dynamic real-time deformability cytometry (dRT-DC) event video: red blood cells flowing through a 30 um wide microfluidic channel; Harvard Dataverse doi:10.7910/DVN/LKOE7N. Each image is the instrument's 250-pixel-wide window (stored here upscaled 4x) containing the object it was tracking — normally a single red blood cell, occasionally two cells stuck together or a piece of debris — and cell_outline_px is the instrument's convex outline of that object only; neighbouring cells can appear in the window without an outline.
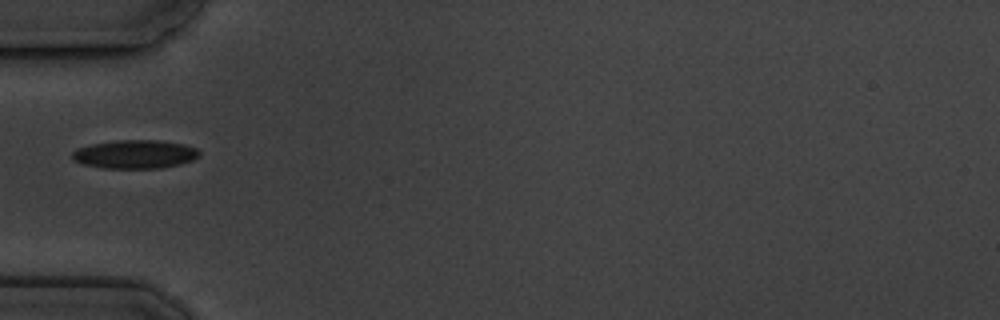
{"species": "common noctule bat (a hibernating species)", "species_latin": "Nyctalus noctula", "temperature_condition": "cold", "stored_images_in_passage": 9, "camera_frame_rate_fps": 3000, "um_per_image_px": 0.085, "animal": {"sex": "male", "body_mass_g": 19.5, "forearm_length_mm": 54.6}, "frame": {"image": 1, "passage_image": 1, "time_ms": 0.0, "image_size_px": [1000, 320], "cell_outline_px": [[200, 156], [192, 160], [180, 164], [160, 168], [100, 168], [84, 164], [72, 160], [72, 152], [76, 148], [92, 144], [116, 140], [160, 140], [184, 144], [196, 148], [200, 152]], "centroid_in_image_um": [11.46, 13.11], "position_along_channel_um": 73.5, "area_um2": 21.27}}
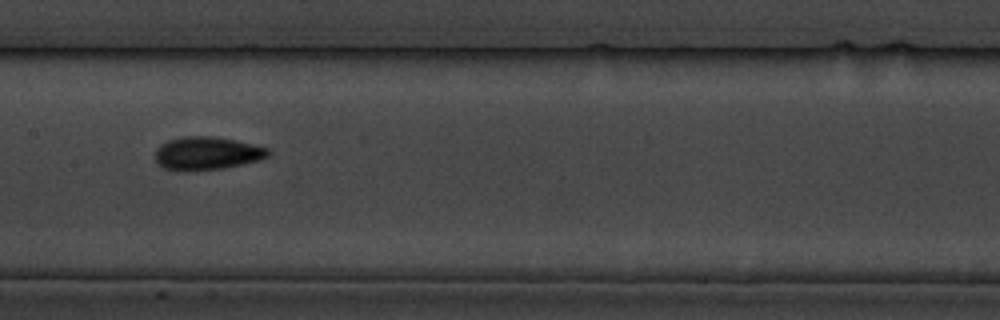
{"frame": {"image": 2, "passage_image": 4, "time_ms": 3.333, "image_size_px": [1000, 320], "cell_outline_px": [[272, 152], [268, 156], [244, 164], [224, 168], [164, 168], [156, 164], [156, 148], [160, 144], [168, 140], [184, 136], [212, 136], [236, 140], [268, 148]], "centroid_in_image_um": [17.61, 12.98], "position_along_channel_um": 189.8, "area_um2": 21.15}}
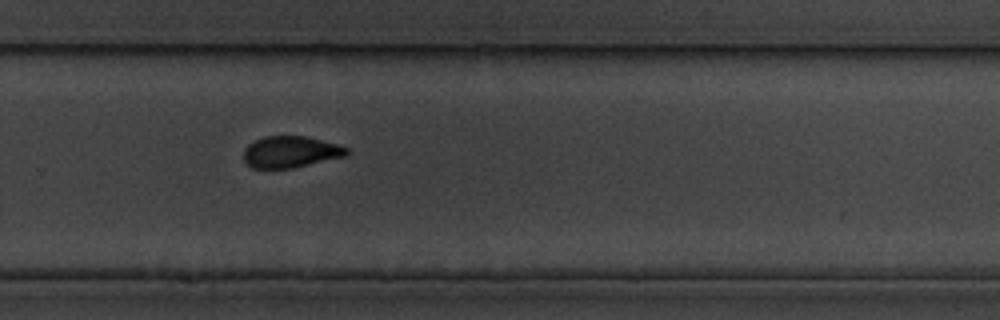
{"frame": {"image": 3, "passage_image": 7, "time_ms": 6.667, "image_size_px": [1000, 320], "cell_outline_px": [[348, 152], [344, 156], [292, 168], [252, 168], [244, 160], [244, 148], [252, 140], [264, 136], [304, 136], [336, 144], [348, 148]], "centroid_in_image_um": [24.63, 12.9], "position_along_channel_um": 305.2, "area_um2": 18.73}}